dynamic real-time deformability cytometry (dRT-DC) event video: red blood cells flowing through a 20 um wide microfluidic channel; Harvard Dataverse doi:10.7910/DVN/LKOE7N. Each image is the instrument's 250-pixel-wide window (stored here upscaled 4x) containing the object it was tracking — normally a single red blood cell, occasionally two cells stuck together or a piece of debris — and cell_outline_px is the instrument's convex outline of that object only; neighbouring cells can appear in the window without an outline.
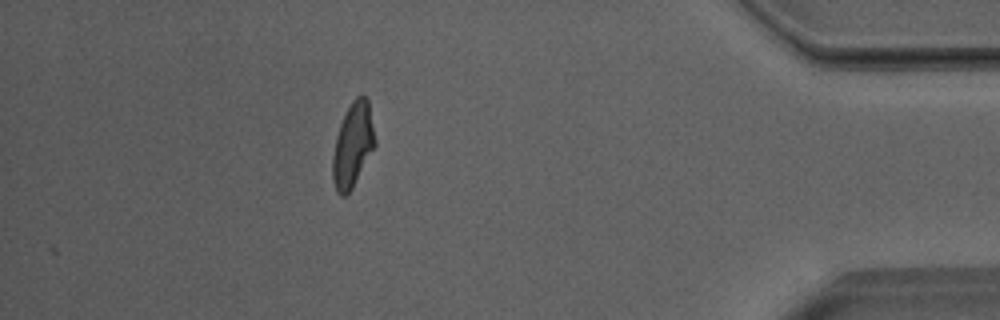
{"species": "Egyptian fruit bat (a non-hibernating species)", "species_latin": "Rousettus aegyptiacus", "temperature_condition": "room temperature", "stored_images_in_passage": 40, "camera_frame_rate_fps": 3000, "um_per_image_px": 0.085, "animal": {"sex": "male"}, "frame": {"image": 1, "passage_image": 40, "time_ms": 13.0, "image_size_px": [1000, 320], "cell_outline_px": [[376, 144], [352, 188], [344, 196], [340, 196], [336, 192], [332, 180], [332, 156], [336, 136], [340, 124], [352, 100], [360, 92], [368, 100], [376, 140]], "centroid_in_image_um": [29.98, 12.32], "position_along_channel_um": 405.2, "area_um2": 20.81}, "authors_computed_cell_mechanics": {"area_um2": 20.6057, "velocity_mm_per_s": 4.0046, "shape_relaxation_time_tau1_ms": 4.0259, "shape_relaxation_time_tau2_ms": 1.7409, "deformation_change_tau1": 0.1692, "deformation_change_tau2": 0.0616}}